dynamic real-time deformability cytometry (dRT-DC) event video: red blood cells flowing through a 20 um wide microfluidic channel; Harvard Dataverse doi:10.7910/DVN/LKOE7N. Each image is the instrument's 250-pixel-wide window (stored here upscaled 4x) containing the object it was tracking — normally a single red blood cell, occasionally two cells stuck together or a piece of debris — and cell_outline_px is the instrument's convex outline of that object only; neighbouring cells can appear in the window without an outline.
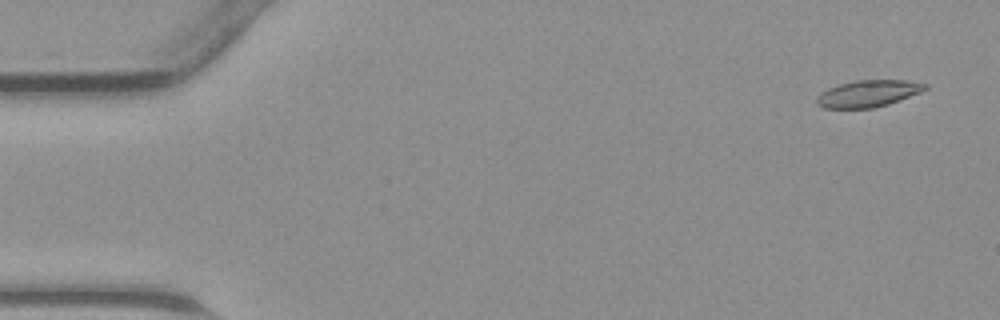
{"species": "common noctule bat (a hibernating species)", "species_latin": "Nyctalus noctula", "temperature_condition": "warm", "stored_images_in_passage": 46, "camera_frame_rate_fps": 3000, "um_per_image_px": 0.085, "animal": {"sex": "male", "body_mass_g": 23.1, "forearm_length_mm": 52.7}, "frame": {"image": 1, "passage_image": 3, "time_ms": 0.667, "image_size_px": [1000, 320], "cell_outline_px": [[928, 88], [920, 92], [900, 100], [888, 104], [872, 108], [824, 108], [816, 104], [816, 96], [820, 92], [828, 88], [840, 84], [856, 80], [904, 80], [928, 84]], "centroid_in_image_um": [73.76, 7.95], "position_along_channel_um": 11.2, "area_um2": 16.94}}
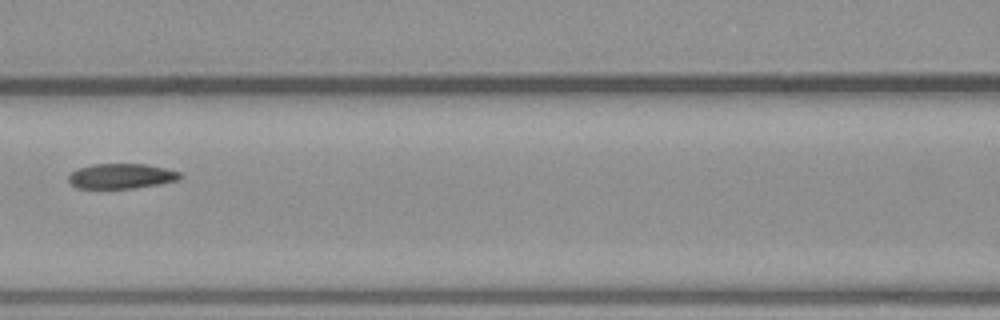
{"frame": {"image": 2, "passage_image": 21, "time_ms": 6.667, "image_size_px": [1000, 320], "cell_outline_px": [[184, 176], [180, 180], [160, 184], [136, 188], [76, 188], [68, 180], [68, 176], [72, 172], [80, 168], [92, 164], [148, 164], [180, 172]], "centroid_in_image_um": [10.36, 14.97], "position_along_channel_um": 156.2, "area_um2": 16.36}}
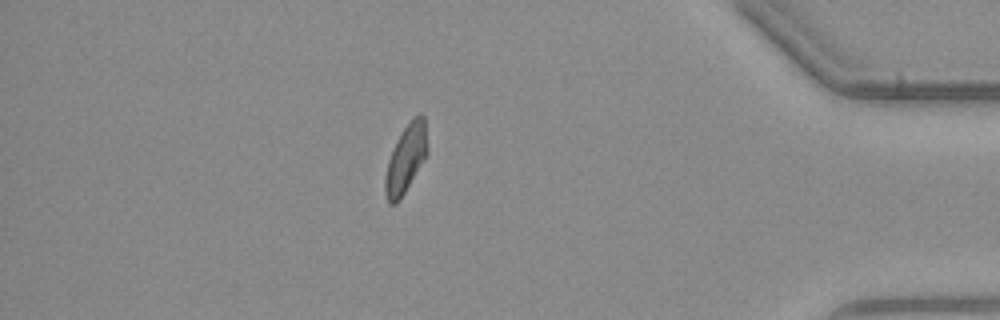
{"frame": {"image": 3, "passage_image": 40, "time_ms": 13.0, "image_size_px": [1000, 320], "cell_outline_px": [[428, 152], [424, 160], [404, 192], [396, 204], [388, 204], [384, 192], [384, 176], [388, 160], [396, 140], [400, 132], [412, 116], [420, 112], [424, 116]], "centroid_in_image_um": [34.48, 13.45], "position_along_channel_um": 400.7, "area_um2": 16.94}}